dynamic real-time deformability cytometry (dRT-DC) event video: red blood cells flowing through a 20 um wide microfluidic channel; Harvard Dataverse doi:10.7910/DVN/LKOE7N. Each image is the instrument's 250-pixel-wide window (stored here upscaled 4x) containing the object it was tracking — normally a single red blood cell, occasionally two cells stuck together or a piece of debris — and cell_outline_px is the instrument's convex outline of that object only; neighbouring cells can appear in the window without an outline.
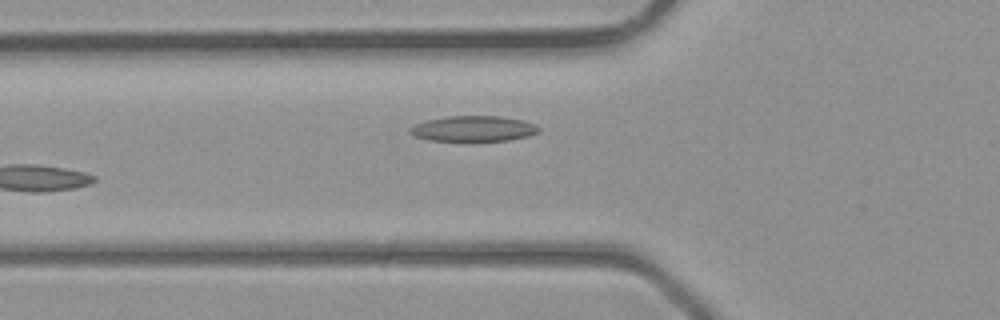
{"species": "common noctule bat (a hibernating species)", "species_latin": "Nyctalus noctula", "temperature_condition": "room temperature", "stored_images_in_passage": 8, "camera_frame_rate_fps": 3000, "um_per_image_px": 0.085, "animal": {"sex": "male", "body_mass_g": 23.1, "forearm_length_mm": 52.7}, "frame": {"image": 1, "passage_image": 2, "time_ms": 0.333, "image_size_px": [1000, 320], "cell_outline_px": [[540, 132], [528, 136], [508, 140], [428, 140], [416, 136], [408, 132], [408, 128], [416, 124], [428, 120], [448, 116], [500, 116], [524, 120], [536, 124], [540, 128]], "centroid_in_image_um": [40.28, 10.92], "position_along_channel_um": 85.5, "area_um2": 19.02}}